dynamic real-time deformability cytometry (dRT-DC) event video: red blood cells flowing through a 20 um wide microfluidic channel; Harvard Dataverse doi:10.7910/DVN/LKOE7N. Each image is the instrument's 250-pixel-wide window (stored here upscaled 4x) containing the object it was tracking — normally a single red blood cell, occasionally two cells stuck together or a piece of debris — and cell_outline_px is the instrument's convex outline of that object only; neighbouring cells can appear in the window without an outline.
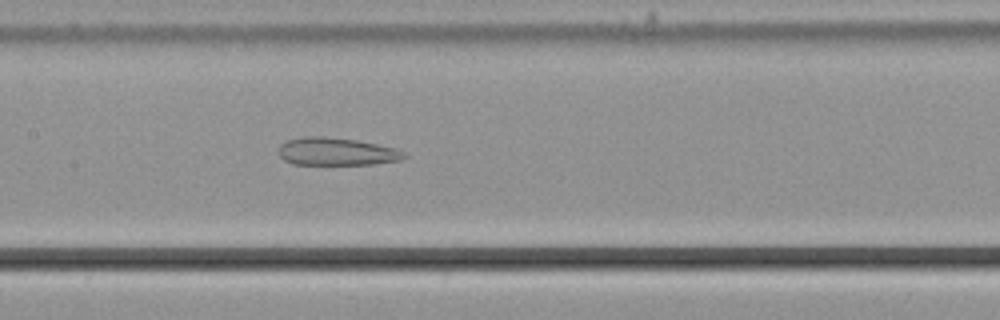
{"species": "common noctule bat (a hibernating species)", "species_latin": "Nyctalus noctula", "temperature_condition": "cold", "stored_images_in_passage": 43, "camera_frame_rate_fps": 3000, "um_per_image_px": 0.085, "animal": {"sex": "male", "body_mass_g": 21.5, "forearm_length_mm": 52.0}, "frame": {"image": 1, "passage_image": 15, "time_ms": 4.667, "image_size_px": [1000, 320], "cell_outline_px": [[408, 156], [404, 160], [372, 164], [292, 164], [284, 160], [280, 156], [280, 144], [288, 140], [304, 136], [324, 136], [356, 140], [396, 148], [404, 152]], "centroid_in_image_um": [28.64, 12.88], "position_along_channel_um": 178.8, "area_um2": 20.29}}
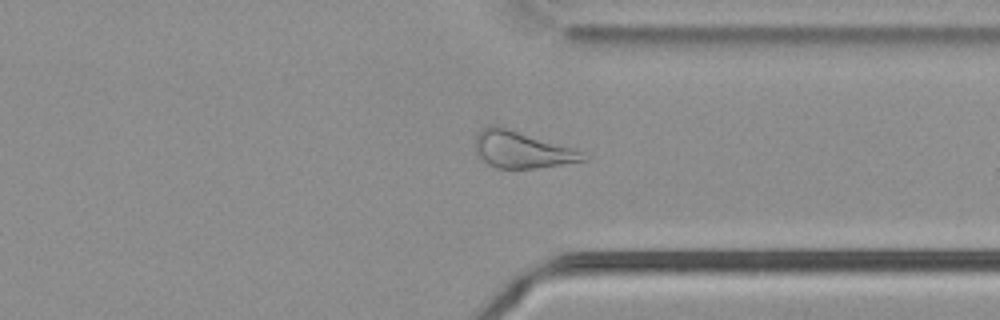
{"frame": {"image": 2, "passage_image": 30, "time_ms": 9.667, "image_size_px": [1000, 320], "cell_outline_px": [[588, 160], [536, 168], [496, 168], [488, 164], [476, 156], [476, 136], [488, 124], [496, 124], [580, 152]], "centroid_in_image_um": [44.24, 12.73], "position_along_channel_um": 367.2, "area_um2": 22.43}}
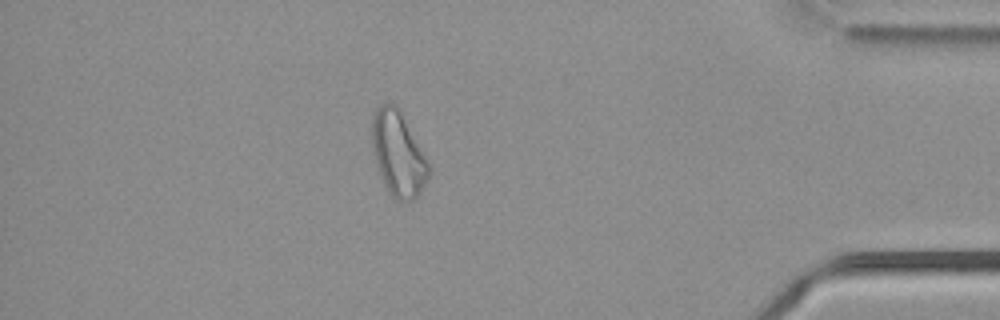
{"frame": {"image": 3, "passage_image": 36, "time_ms": 11.667, "image_size_px": [1000, 320], "cell_outline_px": [[432, 168], [420, 192], [412, 200], [396, 200], [388, 192], [376, 168], [372, 152], [372, 116], [376, 108], [380, 104], [388, 100], [396, 104], [400, 108]], "centroid_in_image_um": [33.82, 13.02], "position_along_channel_um": 401.4, "area_um2": 28.55}, "authors_computed_cell_mechanics": {"area_um2": 24.854, "velocity_mm_per_s": 3.7621, "shape_relaxation_time_tau1_ms": null, "shape_relaxation_time_tau2_ms": 2.9328, "deformation_change_tau1": null, "deformation_change_tau2": 0.1323}}